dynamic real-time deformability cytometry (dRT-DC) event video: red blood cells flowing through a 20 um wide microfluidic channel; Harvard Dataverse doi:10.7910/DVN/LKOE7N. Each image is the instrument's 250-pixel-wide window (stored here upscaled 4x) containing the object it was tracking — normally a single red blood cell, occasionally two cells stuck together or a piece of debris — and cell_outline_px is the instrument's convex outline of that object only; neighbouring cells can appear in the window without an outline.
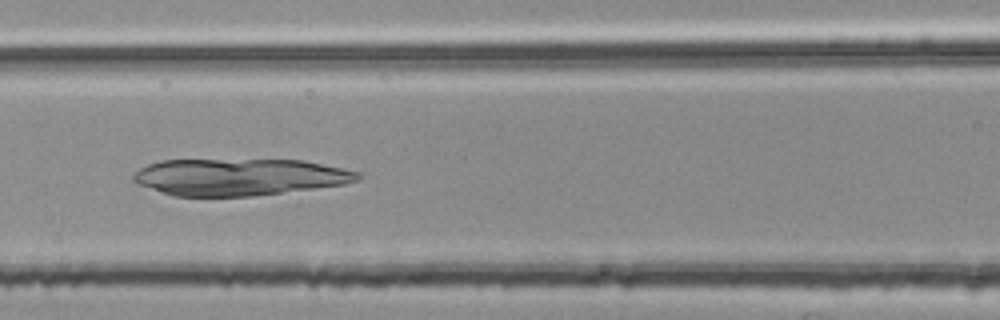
{"species": "common noctule bat (a hibernating species)", "species_latin": "Nyctalus noctula", "temperature_condition": "room temperature", "stored_images_in_passage": 37, "camera_frame_rate_fps": 3000, "um_per_image_px": 0.085, "animal": {"sex": "female", "body_mass_g": 25.1}, "frame": {"image": 1, "passage_image": 8, "time_ms": 2.333, "image_size_px": [1000, 320], "cell_outline_px": [[360, 180], [344, 184], [252, 196], [176, 196], [136, 184], [132, 180], [132, 176], [140, 168], [148, 164], [160, 160], [304, 160], [360, 172]], "centroid_in_image_um": [20.32, 15.04], "position_along_channel_um": 146.3, "area_um2": 47.92}}
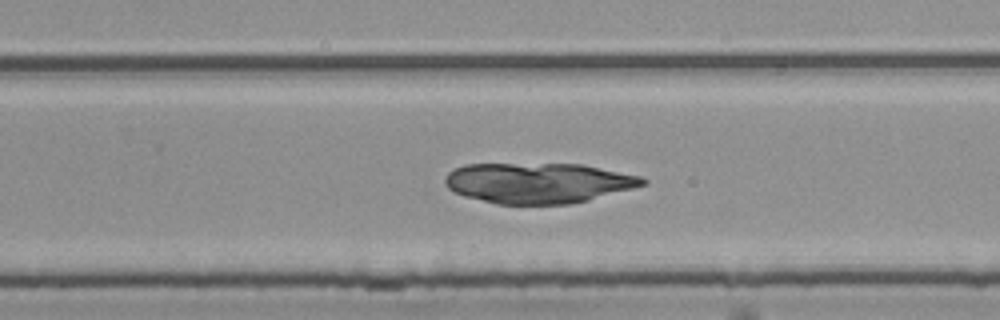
{"frame": {"image": 2, "passage_image": 19, "time_ms": 6.0, "image_size_px": [1000, 320], "cell_outline_px": [[648, 184], [588, 200], [568, 204], [496, 204], [464, 196], [448, 188], [444, 184], [444, 180], [448, 172], [452, 168], [464, 164], [580, 164], [640, 176], [648, 180]], "centroid_in_image_um": [45.72, 15.55], "position_along_channel_um": 284.1, "area_um2": 46.53}}
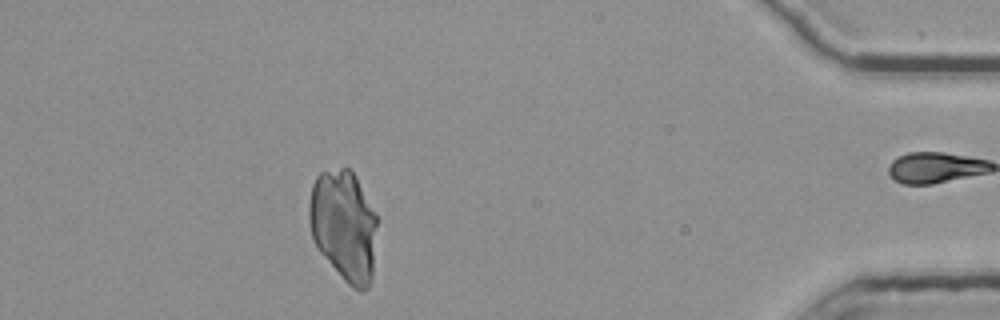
{"frame": {"image": 3, "passage_image": 33, "time_ms": 10.667, "image_size_px": [1000, 320], "cell_outline_px": [[376, 224], [372, 280], [368, 288], [364, 292], [360, 292], [352, 288], [344, 280], [320, 252], [312, 240], [308, 220], [308, 204], [312, 184], [316, 176], [320, 172], [340, 168], [348, 168], [352, 172], [376, 212]], "centroid_in_image_um": [29.2, 19.19], "position_along_channel_um": 406.0, "area_um2": 44.16}}